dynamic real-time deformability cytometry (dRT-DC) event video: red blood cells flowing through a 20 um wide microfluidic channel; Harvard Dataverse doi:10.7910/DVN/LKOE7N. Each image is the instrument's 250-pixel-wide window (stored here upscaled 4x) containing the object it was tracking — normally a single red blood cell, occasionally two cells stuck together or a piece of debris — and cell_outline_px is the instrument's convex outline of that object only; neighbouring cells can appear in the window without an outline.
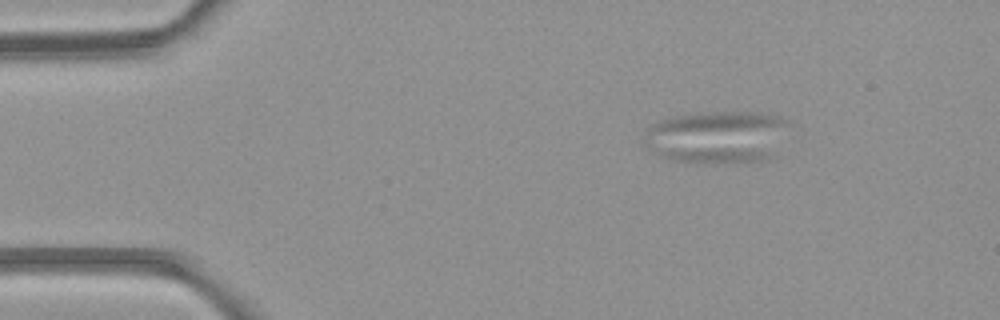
{"species": "common noctule bat (a hibernating species)", "species_latin": "Nyctalus noctula", "temperature_condition": "room temperature", "stored_images_in_passage": 4, "camera_frame_rate_fps": 3000, "um_per_image_px": 0.085, "animal": {"sex": "female", "body_mass_g": 21.9}, "frame": {"image": 1, "passage_image": 2, "time_ms": 2.0, "image_size_px": [1000, 320], "cell_outline_px": [[784, 124], [776, 156], [768, 160], [724, 164], [700, 164], [676, 160], [664, 156], [648, 144], [644, 140], [644, 128], [660, 120], [672, 116], [696, 112], [756, 112], [780, 116], [784, 120]], "centroid_in_image_um": [60.93, 11.65], "position_along_channel_um": 24.1, "area_um2": 44.33}}